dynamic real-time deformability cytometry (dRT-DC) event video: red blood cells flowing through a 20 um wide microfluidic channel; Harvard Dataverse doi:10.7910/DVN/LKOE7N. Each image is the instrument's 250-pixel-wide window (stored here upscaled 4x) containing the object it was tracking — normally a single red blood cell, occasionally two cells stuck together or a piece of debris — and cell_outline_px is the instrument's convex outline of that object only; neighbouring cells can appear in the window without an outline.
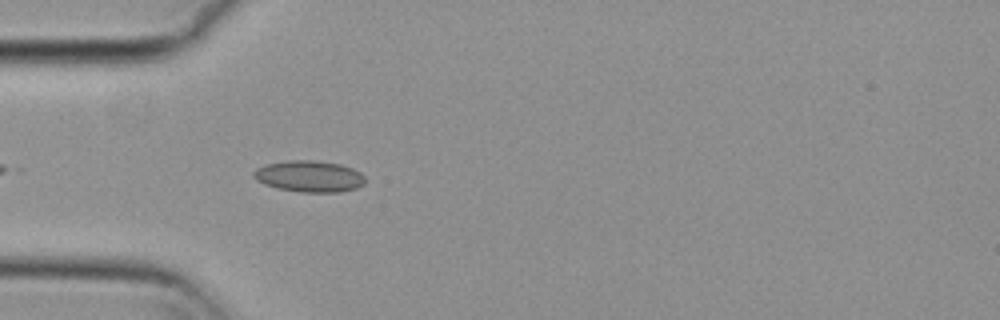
{"species": "common noctule bat (a hibernating species)", "species_latin": "Nyctalus noctula", "temperature_condition": "cold", "stored_images_in_passage": 42, "camera_frame_rate_fps": 3000, "um_per_image_px": 0.085, "animal": {"sex": "female", "body_mass_g": 29.2, "forearm_length_mm": 56.3}, "frame": {"image": 1, "passage_image": 3, "time_ms": 0.667, "image_size_px": [1000, 320], "cell_outline_px": [[364, 184], [356, 188], [340, 192], [300, 192], [276, 188], [264, 184], [256, 180], [252, 176], [252, 172], [256, 168], [264, 164], [288, 160], [312, 160], [340, 164], [352, 168], [360, 172], [364, 176]], "centroid_in_image_um": [26.25, 14.98], "position_along_channel_um": 58.8, "area_um2": 20.58}}
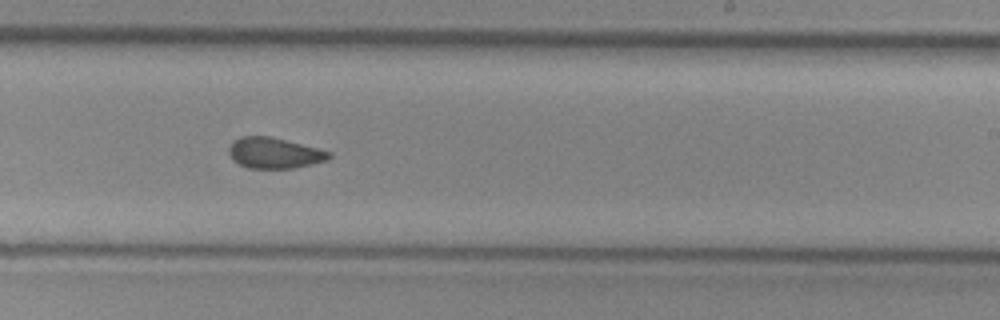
{"frame": {"image": 2, "passage_image": 20, "time_ms": 6.333, "image_size_px": [1000, 320], "cell_outline_px": [[332, 156], [328, 160], [312, 164], [292, 168], [248, 168], [232, 160], [228, 152], [228, 148], [232, 140], [240, 136], [268, 136], [332, 152]], "centroid_in_image_um": [23.28, 13.01], "position_along_channel_um": 265.7, "area_um2": 17.92}}
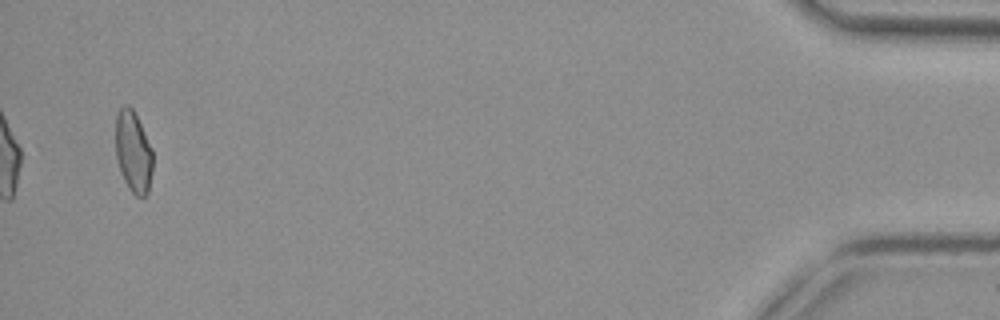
{"frame": {"image": 3, "passage_image": 40, "time_ms": 13.0, "image_size_px": [1000, 320], "cell_outline_px": [[152, 168], [148, 192], [144, 196], [136, 196], [128, 188], [120, 172], [116, 160], [116, 116], [120, 108], [124, 104], [128, 104], [132, 108], [152, 148]], "centroid_in_image_um": [11.31, 12.91], "position_along_channel_um": 423.9, "area_um2": 17.57}, "authors_computed_cell_mechanics": {"area_um2": 18.207, "velocity_mm_per_s": 3.7205, "shape_relaxation_time_tau1_ms": null, "shape_relaxation_time_tau2_ms": 2.2441, "deformation_change_tau1": null, "deformation_change_tau2": 0.0766}}